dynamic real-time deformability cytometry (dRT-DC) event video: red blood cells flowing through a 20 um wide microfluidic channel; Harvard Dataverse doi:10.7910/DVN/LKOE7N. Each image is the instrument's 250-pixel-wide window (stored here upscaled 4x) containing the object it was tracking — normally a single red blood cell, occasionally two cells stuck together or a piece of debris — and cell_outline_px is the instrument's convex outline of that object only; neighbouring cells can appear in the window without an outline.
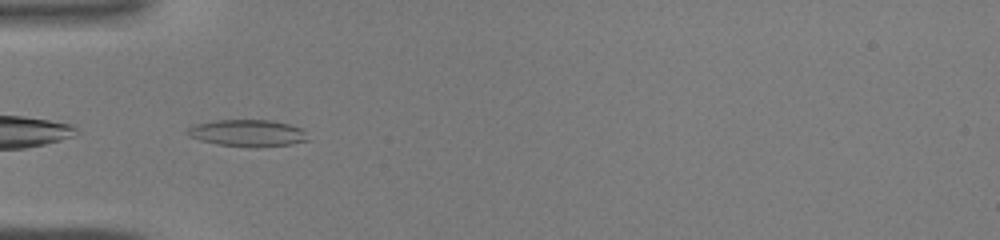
{"species": "common noctule bat (a hibernating species)", "species_latin": "Nyctalus noctula", "temperature_condition": "warm", "stored_images_in_passage": 41, "camera_frame_rate_fps": 3000, "um_per_image_px": 0.085, "animal": {"sex": "male", "body_mass_g": 19.0, "forearm_length_mm": 50.8}, "frame": {"image": 1, "passage_image": 13, "time_ms": 4.0, "image_size_px": [1000, 240], "cell_outline_px": [[308, 140], [292, 144], [248, 148], [216, 144], [200, 140], [188, 136], [188, 128], [196, 124], [216, 120], [272, 120], [288, 124], [300, 128], [304, 132]], "centroid_in_image_um": [21.03, 11.32], "position_along_channel_um": 64.0, "area_um2": 18.79}}
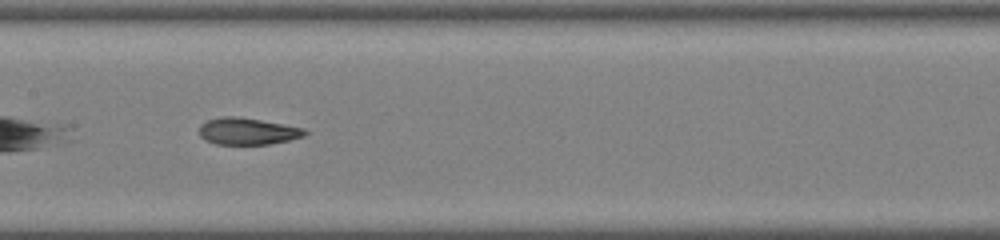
{"frame": {"image": 2, "passage_image": 21, "time_ms": 6.667, "image_size_px": [1000, 240], "cell_outline_px": [[308, 132], [304, 136], [288, 140], [268, 144], [216, 144], [204, 140], [200, 136], [200, 124], [208, 120], [224, 116], [236, 116], [260, 120], [304, 128]], "centroid_in_image_um": [21.02, 11.16], "position_along_channel_um": 186.4, "area_um2": 16.36}}
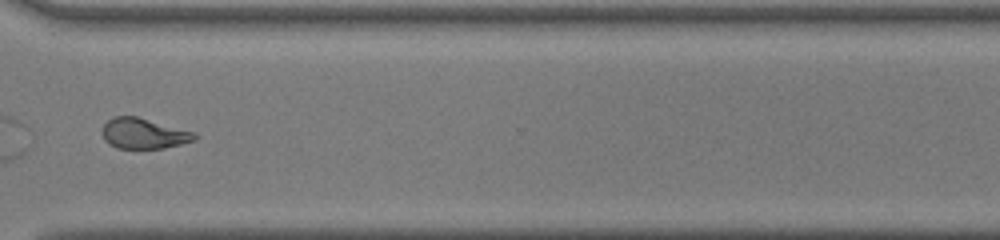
{"frame": {"image": 3, "passage_image": 32, "time_ms": 10.333, "image_size_px": [1000, 240], "cell_outline_px": [[200, 136], [196, 140], [164, 148], [116, 148], [108, 144], [104, 140], [104, 124], [112, 116], [136, 116], [196, 132]], "centroid_in_image_um": [12.26, 11.35], "position_along_channel_um": 358.3, "area_um2": 16.47}}